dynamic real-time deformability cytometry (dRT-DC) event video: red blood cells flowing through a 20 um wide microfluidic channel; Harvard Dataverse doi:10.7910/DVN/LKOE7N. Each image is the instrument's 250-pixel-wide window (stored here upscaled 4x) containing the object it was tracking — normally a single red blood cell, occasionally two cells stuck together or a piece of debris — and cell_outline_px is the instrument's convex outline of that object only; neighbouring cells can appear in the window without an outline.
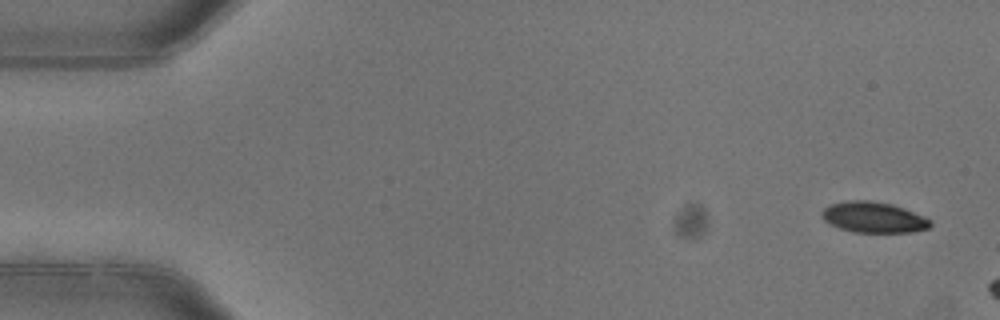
{"species": "common noctule bat (a hibernating species)", "species_latin": "Nyctalus noctula", "temperature_condition": "warm", "stored_images_in_passage": 3, "camera_frame_rate_fps": 3000, "um_per_image_px": 0.085, "animal": {"sex": "female"}, "frame": {"image": 1, "passage_image": 1, "time_ms": 0.0, "image_size_px": [1000, 320], "cell_outline_px": [[932, 224], [928, 228], [912, 232], [852, 232], [840, 228], [824, 220], [820, 212], [824, 208], [832, 204], [852, 200], [868, 200], [892, 204], [904, 208], [924, 216], [932, 220]], "centroid_in_image_um": [74.28, 18.47], "position_along_channel_um": 10.7, "area_um2": 19.36}}